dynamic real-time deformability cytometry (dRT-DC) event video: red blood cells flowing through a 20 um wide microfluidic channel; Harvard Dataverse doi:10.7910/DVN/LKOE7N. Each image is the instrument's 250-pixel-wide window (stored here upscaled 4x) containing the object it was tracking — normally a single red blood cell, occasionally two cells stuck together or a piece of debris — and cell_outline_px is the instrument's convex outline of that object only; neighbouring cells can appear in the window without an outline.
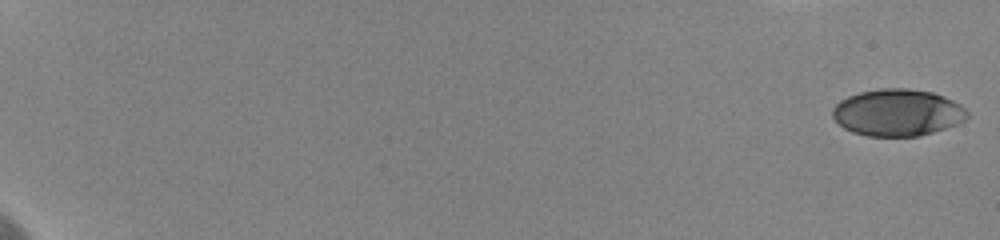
{"species": "human", "species_latin": "Homo sapiens", "temperature_condition": "cold", "stored_images_in_passage": 42, "camera_frame_rate_fps": 3000, "um_per_image_px": 0.085, "donor": {"sex": "female"}, "frame": {"image": 1, "passage_image": 1, "time_ms": 0.0, "image_size_px": [1000, 240], "cell_outline_px": [[968, 116], [964, 120], [956, 124], [932, 132], [916, 136], [868, 136], [852, 132], [844, 128], [832, 116], [832, 108], [840, 100], [848, 96], [860, 92], [880, 88], [908, 88], [932, 92], [944, 96], [960, 104], [968, 112]], "centroid_in_image_um": [76.27, 9.56], "position_along_channel_um": 8.7, "area_um2": 36.7}}
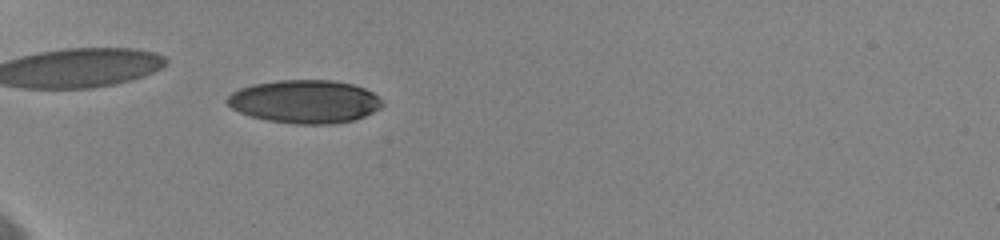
{"frame": {"image": 2, "passage_image": 22, "time_ms": 7.0, "image_size_px": [1000, 240], "cell_outline_px": [[384, 104], [380, 108], [356, 120], [332, 124], [292, 124], [268, 120], [252, 116], [240, 112], [232, 108], [224, 100], [232, 92], [240, 88], [252, 84], [276, 80], [332, 80], [352, 84], [364, 88], [372, 92]], "centroid_in_image_um": [25.9, 8.63], "position_along_channel_um": 59.1, "area_um2": 39.07}}